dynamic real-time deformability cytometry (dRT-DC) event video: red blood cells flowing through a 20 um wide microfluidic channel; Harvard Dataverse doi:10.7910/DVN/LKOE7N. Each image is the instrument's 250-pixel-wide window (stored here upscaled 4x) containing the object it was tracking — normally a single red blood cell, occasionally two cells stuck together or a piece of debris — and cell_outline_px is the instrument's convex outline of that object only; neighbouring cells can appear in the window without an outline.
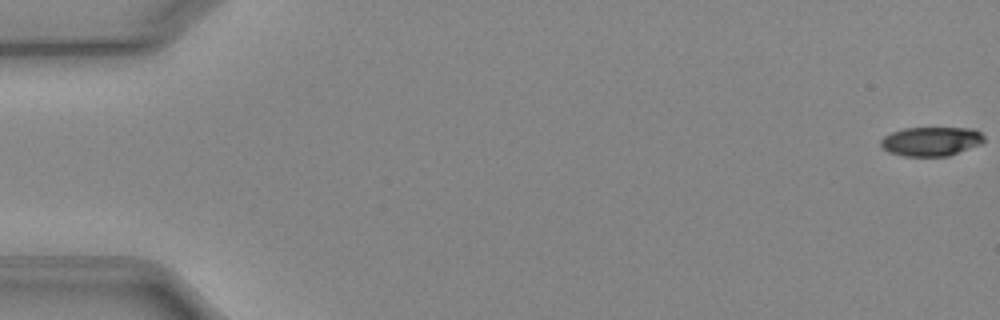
{"species": "Egyptian fruit bat (a non-hibernating species)", "species_latin": "Rousettus aegyptiacus", "temperature_condition": "cold", "stored_images_in_passage": 52, "camera_frame_rate_fps": 3000, "um_per_image_px": 0.085, "animal": {"sex": "female"}, "frame": {"image": 1, "passage_image": 1, "time_ms": 0.0, "image_size_px": [1000, 320], "cell_outline_px": [[984, 140], [980, 144], [948, 156], [904, 156], [888, 152], [880, 144], [880, 140], [884, 136], [892, 132], [904, 128], [972, 128], [980, 132], [984, 136]], "centroid_in_image_um": [79.13, 12.01], "position_along_channel_um": 5.9, "area_um2": 17.46}}
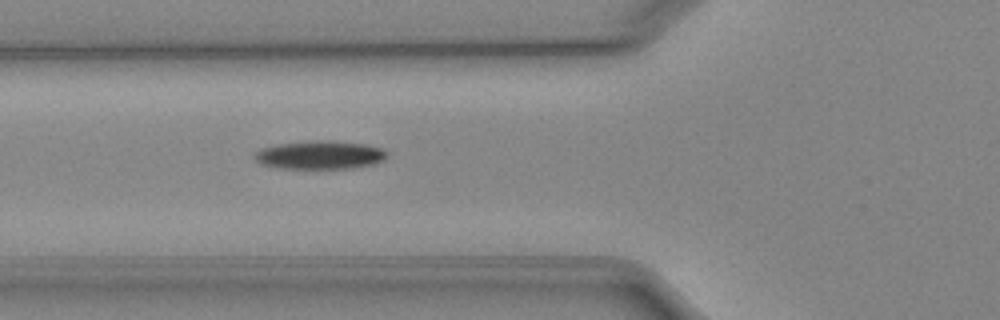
{"frame": {"image": 2, "passage_image": 20, "time_ms": 6.333, "image_size_px": [1000, 320], "cell_outline_px": [[388, 156], [384, 160], [372, 164], [352, 168], [276, 168], [260, 164], [252, 156], [260, 148], [276, 144], [312, 140], [332, 140], [364, 144], [380, 148], [388, 152]], "centroid_in_image_um": [27.16, 13.16], "position_along_channel_um": 98.6, "area_um2": 22.08}}
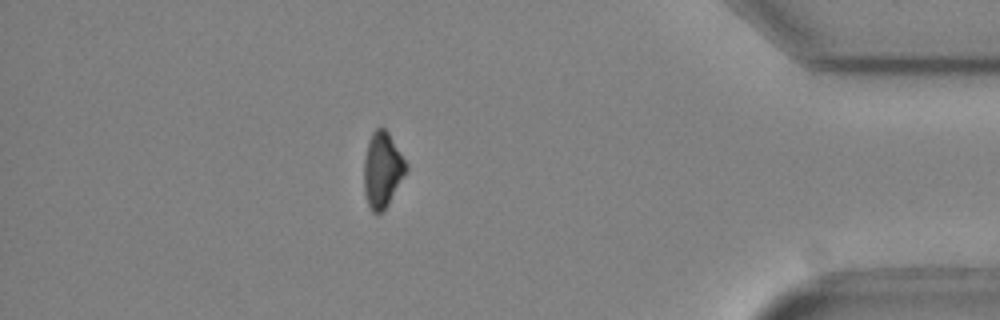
{"frame": {"image": 3, "passage_image": 46, "time_ms": 15.0, "image_size_px": [1000, 320], "cell_outline_px": [[408, 168], [388, 204], [380, 212], [372, 212], [368, 204], [364, 192], [364, 160], [368, 140], [372, 132], [376, 128], [384, 128], [388, 132], [408, 164]], "centroid_in_image_um": [32.49, 14.4], "position_along_channel_um": 402.7, "area_um2": 18.32}, "authors_computed_cell_mechanics": {"area_um2": 19.7387, "velocity_mm_per_s": 3.956, "shape_relaxation_time_tau1_ms": 2.7163, "shape_relaxation_time_tau2_ms": null, "deformation_change_tau1": 0.1068, "deformation_change_tau2": null}}